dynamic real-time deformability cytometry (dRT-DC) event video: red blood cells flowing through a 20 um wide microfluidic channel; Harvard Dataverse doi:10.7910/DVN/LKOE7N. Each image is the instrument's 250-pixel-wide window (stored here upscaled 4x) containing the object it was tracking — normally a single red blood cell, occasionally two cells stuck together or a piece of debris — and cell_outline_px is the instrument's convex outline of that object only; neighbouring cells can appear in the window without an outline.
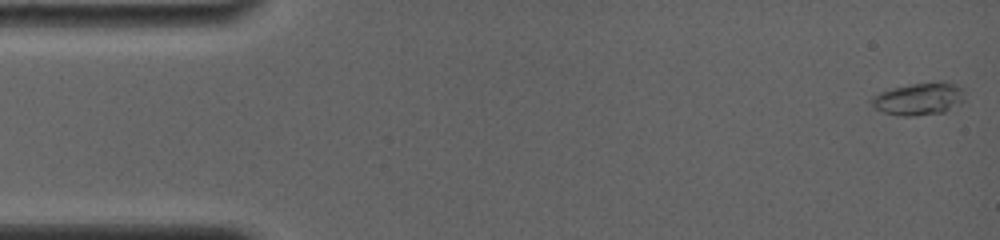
{"species": "common noctule bat (a hibernating species)", "species_latin": "Nyctalus noctula", "temperature_condition": "room temperature", "stored_images_in_passage": 6, "camera_frame_rate_fps": 4000, "um_per_image_px": 0.085, "animal": {"sex": "female", "body_mass_g": 19.0, "forearm_length_mm": 56.7}, "frame": {"image": 1, "passage_image": 1, "time_ms": 0.0, "image_size_px": [1000, 240], "cell_outline_px": [[964, 100], [944, 112], [916, 116], [900, 116], [884, 112], [876, 108], [872, 104], [872, 100], [880, 92], [892, 88], [912, 84], [940, 80], [948, 80], [964, 88]], "centroid_in_image_um": [78.19, 8.38], "position_along_channel_um": 6.8, "area_um2": 17.69}}
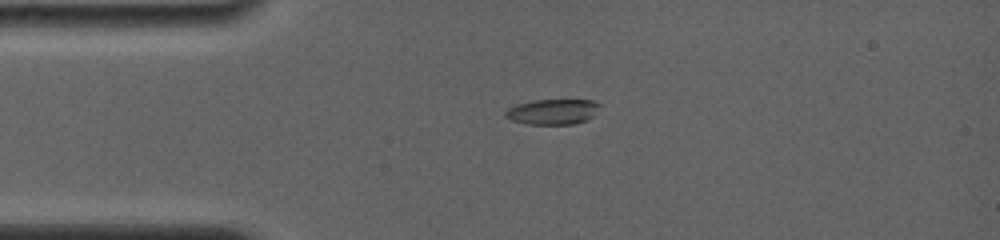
{"frame": {"image": 2, "passage_image": 5, "time_ms": 3.5, "image_size_px": [1000, 240], "cell_outline_px": [[600, 104], [592, 116], [588, 120], [572, 124], [528, 124], [512, 120], [504, 116], [504, 112], [508, 108], [516, 104], [532, 100], [592, 100]], "centroid_in_image_um": [46.94, 9.49], "position_along_channel_um": 38.1, "area_um2": 13.87}}